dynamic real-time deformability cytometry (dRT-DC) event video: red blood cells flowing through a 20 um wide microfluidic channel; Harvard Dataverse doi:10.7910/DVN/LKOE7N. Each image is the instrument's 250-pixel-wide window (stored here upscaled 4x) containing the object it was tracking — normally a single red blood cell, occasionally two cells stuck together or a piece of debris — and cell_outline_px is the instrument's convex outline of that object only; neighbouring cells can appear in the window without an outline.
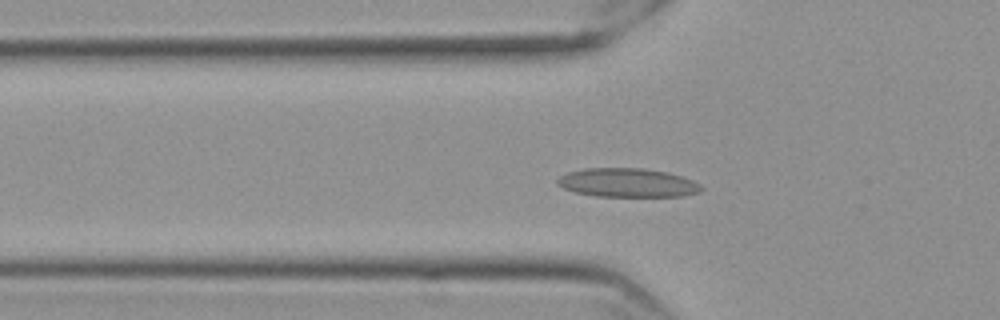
{"species": "Egyptian fruit bat (a non-hibernating species)", "species_latin": "Rousettus aegyptiacus", "temperature_condition": "cold", "stored_images_in_passage": 54, "camera_frame_rate_fps": 3000, "um_per_image_px": 0.085, "frame": {"image": 1, "passage_image": 16, "time_ms": 5.0, "image_size_px": [1000, 320], "cell_outline_px": [[704, 188], [700, 192], [684, 196], [596, 196], [576, 192], [564, 188], [556, 184], [556, 180], [560, 176], [568, 172], [584, 168], [644, 168], [668, 172], [692, 180], [700, 184]], "centroid_in_image_um": [53.35, 15.53], "position_along_channel_um": 72.5, "area_um2": 24.22}}
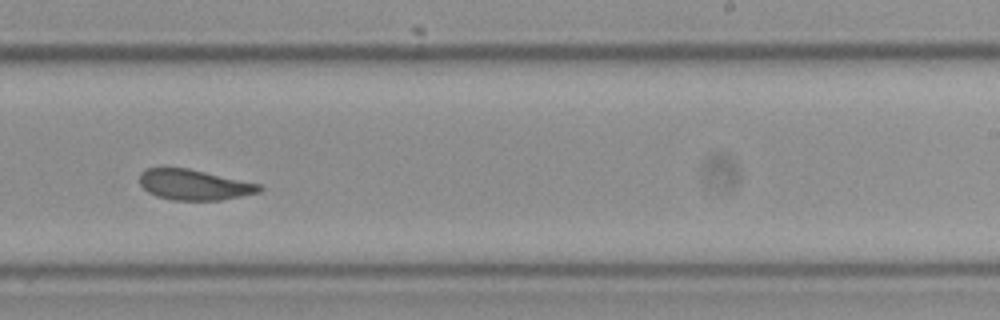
{"frame": {"image": 2, "passage_image": 33, "time_ms": 10.667, "image_size_px": [1000, 320], "cell_outline_px": [[264, 188], [260, 192], [220, 200], [172, 200], [156, 196], [148, 192], [140, 184], [140, 172], [148, 168], [188, 168], [260, 184]], "centroid_in_image_um": [16.5, 15.71], "position_along_channel_um": 272.5, "area_um2": 21.15}}
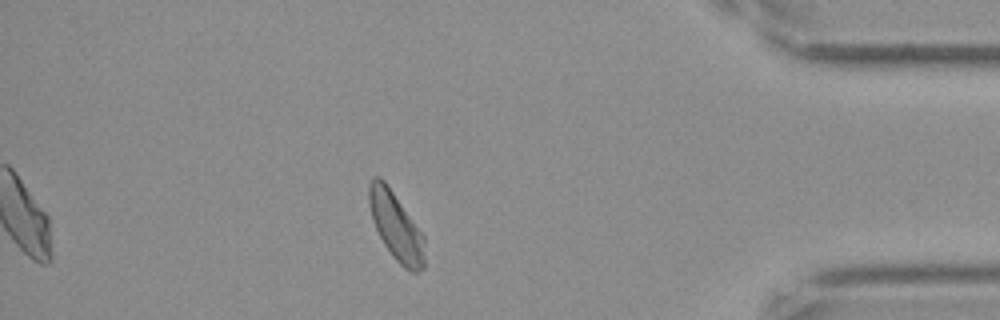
{"frame": {"image": 3, "passage_image": 47, "time_ms": 15.333, "image_size_px": [1000, 320], "cell_outline_px": [[424, 268], [416, 272], [412, 272], [404, 268], [392, 256], [384, 244], [372, 220], [368, 204], [368, 184], [376, 176], [380, 176], [384, 180], [424, 236]], "centroid_in_image_um": [33.64, 19.24], "position_along_channel_um": 401.6, "area_um2": 21.73}, "authors_computed_cell_mechanics": {"area_um2": 21.9929, "velocity_mm_per_s": 3.5203, "shape_relaxation_time_tau1_ms": null, "shape_relaxation_time_tau2_ms": 3.0837, "deformation_change_tau1": null, "deformation_change_tau2": 0.0752}}